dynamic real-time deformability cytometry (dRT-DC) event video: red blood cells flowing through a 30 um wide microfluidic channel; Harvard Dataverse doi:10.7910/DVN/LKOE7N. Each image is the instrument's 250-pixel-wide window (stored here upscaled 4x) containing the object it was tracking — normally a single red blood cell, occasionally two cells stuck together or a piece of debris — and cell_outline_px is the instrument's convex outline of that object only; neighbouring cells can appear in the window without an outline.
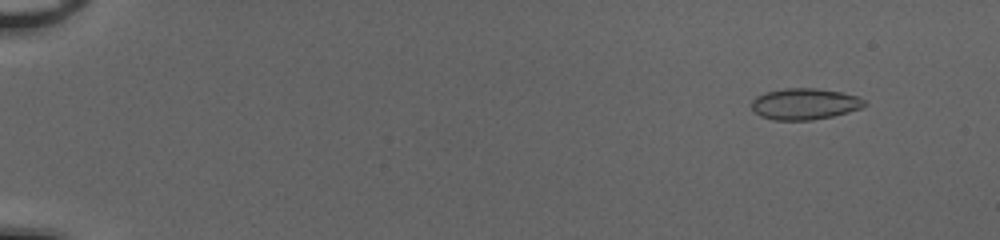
{"species": "common noctule bat (a hibernating species)", "species_latin": "Nyctalus noctula", "temperature_condition": "cold", "stored_images_in_passage": 53, "camera_frame_rate_fps": 3000, "um_per_image_px": 0.085, "animal": {"sex": "female", "body_mass_g": 20.0, "forearm_length_mm": 54.0}, "frame": {"image": 1, "passage_image": 6, "time_ms": 1.667, "image_size_px": [1000, 240], "cell_outline_px": [[868, 104], [860, 108], [848, 112], [832, 116], [812, 120], [772, 120], [760, 116], [752, 108], [752, 100], [756, 96], [764, 92], [784, 88], [816, 88], [840, 92], [856, 96], [864, 100]], "centroid_in_image_um": [68.37, 8.83], "position_along_channel_um": 16.6, "area_um2": 20.58}}
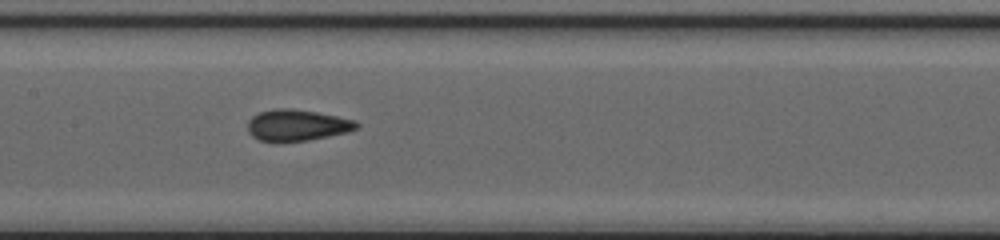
{"frame": {"image": 2, "passage_image": 29, "time_ms": 9.333, "image_size_px": [1000, 240], "cell_outline_px": [[360, 128], [348, 132], [308, 140], [260, 140], [252, 136], [248, 132], [248, 120], [252, 116], [260, 112], [276, 108], [292, 108], [316, 112], [356, 120], [360, 124]], "centroid_in_image_um": [25.29, 10.62], "position_along_channel_um": 182.1, "area_um2": 19.65}}
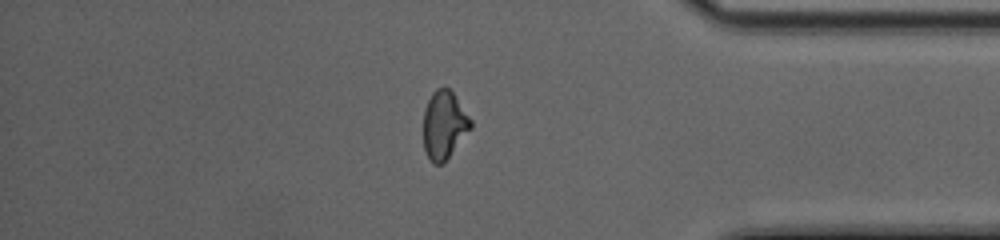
{"frame": {"image": 3, "passage_image": 46, "time_ms": 15.0, "image_size_px": [1000, 240], "cell_outline_px": [[472, 128], [444, 164], [432, 164], [424, 148], [424, 108], [432, 92], [436, 88], [448, 88], [452, 92], [472, 120]], "centroid_in_image_um": [37.76, 10.65], "position_along_channel_um": 397.4, "area_um2": 18.84}, "authors_computed_cell_mechanics": {"area_um2": 19.5942, "velocity_mm_per_s": 4.1285, "shape_relaxation_time_tau1_ms": 7.3987, "shape_relaxation_time_tau2_ms": 1.0392, "deformation_change_tau1": 0.1682, "deformation_change_tau2": 0.0554}}